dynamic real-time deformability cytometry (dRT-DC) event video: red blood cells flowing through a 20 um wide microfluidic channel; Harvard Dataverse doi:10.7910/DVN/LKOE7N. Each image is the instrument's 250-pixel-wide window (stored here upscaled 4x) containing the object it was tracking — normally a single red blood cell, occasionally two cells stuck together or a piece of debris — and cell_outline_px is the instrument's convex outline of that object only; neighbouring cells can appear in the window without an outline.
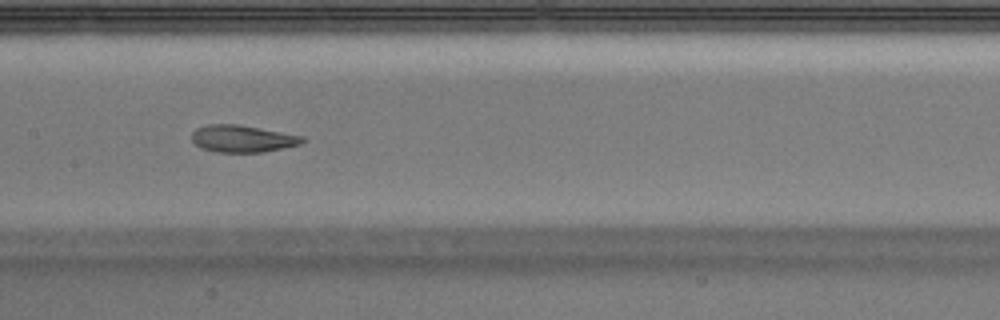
{"species": "Egyptian fruit bat (a non-hibernating species)", "species_latin": "Rousettus aegyptiacus", "temperature_condition": "warm", "stored_images_in_passage": 52, "segment_of_instrument_passage": [1, 2], "camera_frame_rate_fps": 3000, "um_per_image_px": 0.085, "animal": {"sex": "male"}, "frame": {"image": 1, "passage_image": 26, "time_ms": 8.333, "image_size_px": [1000, 320], "cell_outline_px": [[304, 140], [300, 144], [264, 152], [216, 152], [200, 148], [192, 140], [192, 132], [196, 128], [208, 124], [240, 124], [304, 136]], "centroid_in_image_um": [20.59, 11.78], "position_along_channel_um": 186.8, "area_um2": 17.51}}
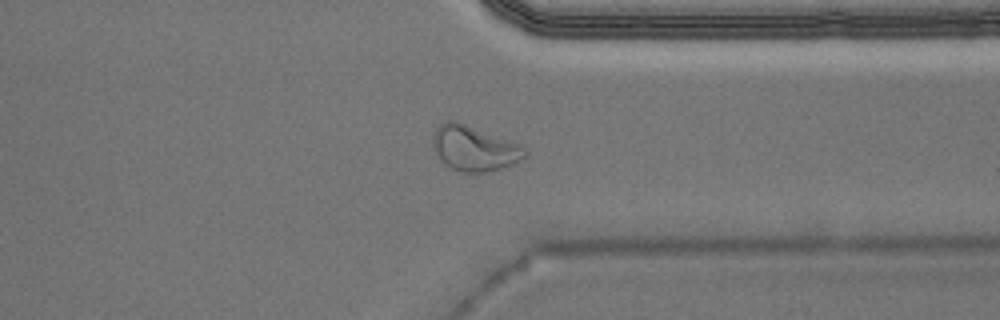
{"frame": {"image": 2, "passage_image": 40, "time_ms": 13.0, "image_size_px": [1000, 320], "cell_outline_px": [[528, 156], [516, 164], [504, 168], [484, 172], [464, 172], [452, 168], [440, 160], [432, 144], [432, 136], [436, 128], [440, 124], [448, 120], [456, 120], [524, 144], [528, 152]], "centroid_in_image_um": [40.39, 12.59], "position_along_channel_um": 371.0, "area_um2": 24.85}}
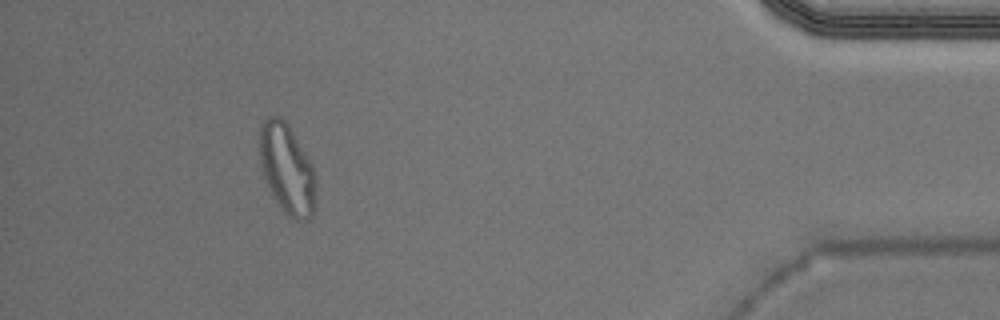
{"frame": {"image": 3, "passage_image": 47, "time_ms": 15.333, "image_size_px": [1000, 320], "cell_outline_px": [[316, 208], [312, 216], [308, 220], [296, 220], [288, 216], [284, 212], [276, 200], [264, 176], [260, 156], [260, 128], [264, 120], [268, 116], [280, 116], [288, 124], [308, 160], [316, 176]], "centroid_in_image_um": [24.43, 14.4], "position_along_channel_um": 410.8, "area_um2": 29.07}}